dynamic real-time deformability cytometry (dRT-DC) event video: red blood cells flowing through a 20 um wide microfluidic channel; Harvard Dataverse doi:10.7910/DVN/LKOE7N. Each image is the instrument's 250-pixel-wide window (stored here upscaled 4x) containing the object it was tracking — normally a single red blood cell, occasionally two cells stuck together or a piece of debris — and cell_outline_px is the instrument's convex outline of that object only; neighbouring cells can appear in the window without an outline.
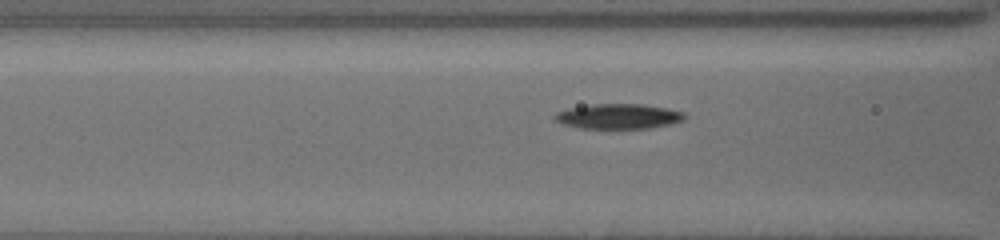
{"species": "common noctule bat (a hibernating species)", "species_latin": "Nyctalus noctula", "temperature_condition": "cold", "stored_images_in_passage": 18, "camera_frame_rate_fps": 3000, "um_per_image_px": 0.085, "animal": {"sex": "female", "body_mass_g": 19.5, "forearm_length_mm": 54.1}, "frame": {"image": 1, "passage_image": 16, "time_ms": 5.0, "image_size_px": [1000, 240], "cell_outline_px": [[684, 120], [668, 124], [648, 128], [580, 128], [564, 124], [556, 120], [552, 116], [556, 112], [572, 108], [592, 104], [640, 104], [668, 108], [684, 112]], "centroid_in_image_um": [52.56, 9.88], "position_along_channel_um": 114.0, "area_um2": 18.67}}